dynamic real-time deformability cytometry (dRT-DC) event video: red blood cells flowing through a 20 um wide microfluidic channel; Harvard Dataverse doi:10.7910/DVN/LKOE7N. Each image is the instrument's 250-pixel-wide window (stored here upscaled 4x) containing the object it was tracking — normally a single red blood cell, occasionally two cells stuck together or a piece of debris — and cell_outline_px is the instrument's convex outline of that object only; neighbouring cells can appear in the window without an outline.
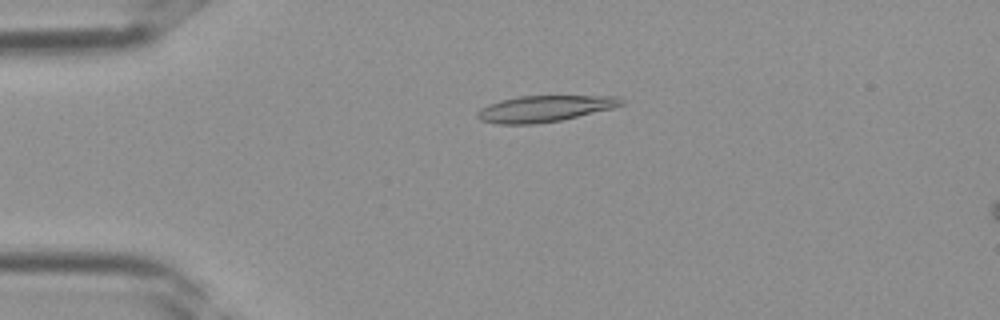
{"species": "Egyptian fruit bat (a non-hibernating species)", "species_latin": "Rousettus aegyptiacus", "temperature_condition": "room temperature", "stored_images_in_passage": 34, "camera_frame_rate_fps": 3000, "um_per_image_px": 0.085, "frame": {"image": 1, "passage_image": 5, "time_ms": 1.333, "image_size_px": [1000, 320], "cell_outline_px": [[624, 104], [612, 108], [560, 120], [536, 124], [496, 124], [480, 120], [476, 116], [476, 112], [480, 108], [488, 104], [500, 100], [520, 96], [620, 96], [624, 100]], "centroid_in_image_um": [46.25, 9.23], "position_along_channel_um": 38.7, "area_um2": 22.02}}
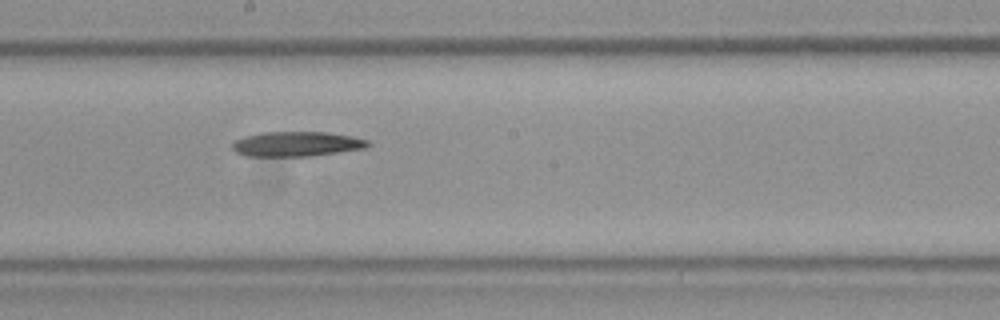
{"frame": {"image": 2, "passage_image": 17, "time_ms": 5.333, "image_size_px": [1000, 320], "cell_outline_px": [[372, 144], [364, 148], [312, 156], [244, 156], [236, 152], [232, 148], [232, 144], [236, 140], [244, 136], [260, 132], [328, 132], [352, 136], [368, 140]], "centroid_in_image_um": [25.2, 12.23], "position_along_channel_um": 223.0, "area_um2": 19.71}}
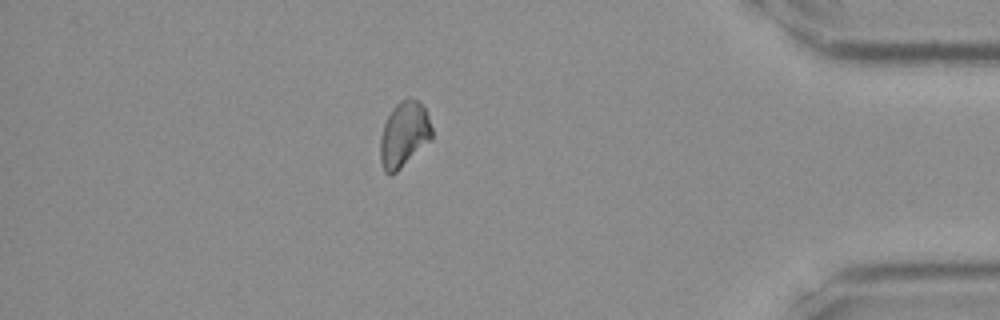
{"frame": {"image": 3, "passage_image": 29, "time_ms": 9.333, "image_size_px": [1000, 320], "cell_outline_px": [[432, 140], [396, 172], [388, 176], [384, 172], [380, 160], [380, 136], [384, 124], [392, 108], [400, 100], [420, 100], [428, 116], [432, 128]], "centroid_in_image_um": [34.34, 11.46], "position_along_channel_um": 400.9, "area_um2": 19.77}}